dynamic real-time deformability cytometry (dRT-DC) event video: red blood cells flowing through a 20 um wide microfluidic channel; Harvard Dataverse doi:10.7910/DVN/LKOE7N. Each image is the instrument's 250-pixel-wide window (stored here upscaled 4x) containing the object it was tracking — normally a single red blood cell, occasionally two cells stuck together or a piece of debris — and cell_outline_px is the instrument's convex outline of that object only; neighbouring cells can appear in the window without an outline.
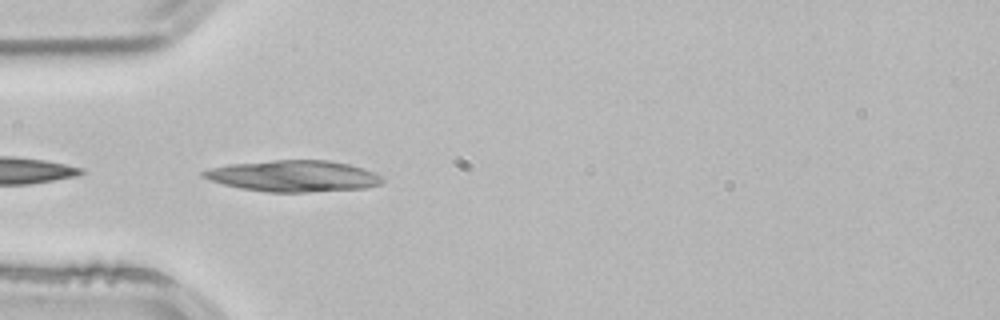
{"species": "common noctule bat (a hibernating species)", "species_latin": "Nyctalus noctula", "temperature_condition": "room temperature", "stored_images_in_passage": 3, "camera_frame_rate_fps": 3000, "um_per_image_px": 0.085, "animal": {"sex": "male", "body_mass_g": 21.5, "forearm_length_mm": 52.0}, "frame": {"image": 1, "passage_image": 3, "time_ms": 0.667, "image_size_px": [1000, 320], "cell_outline_px": [[384, 180], [380, 184], [364, 188], [308, 192], [264, 192], [240, 188], [224, 184], [200, 176], [200, 172], [208, 168], [228, 164], [272, 160], [328, 160], [348, 164], [372, 172], [380, 176]], "centroid_in_image_um": [24.88, 14.96], "position_along_channel_um": 60.1, "area_um2": 32.54}}